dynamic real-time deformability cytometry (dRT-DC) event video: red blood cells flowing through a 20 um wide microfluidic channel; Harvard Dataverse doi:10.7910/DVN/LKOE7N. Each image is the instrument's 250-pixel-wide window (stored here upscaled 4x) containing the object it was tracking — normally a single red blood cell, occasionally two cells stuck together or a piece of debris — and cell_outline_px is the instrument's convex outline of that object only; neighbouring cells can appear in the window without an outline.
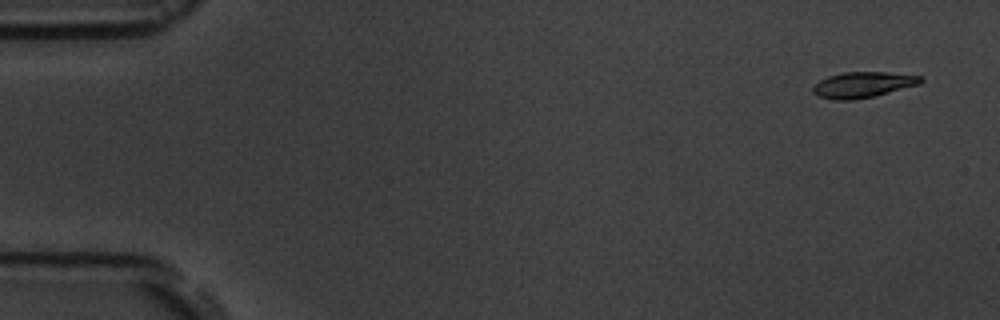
{"species": "common noctule bat (a hibernating species)", "species_latin": "Nyctalus noctula", "temperature_condition": "room temperature", "stored_images_in_passage": 5, "camera_frame_rate_fps": 3000, "um_per_image_px": 0.085, "animal": {"sex": "male", "body_mass_g": 19.5, "forearm_length_mm": 54.6}, "frame": {"image": 1, "passage_image": 1, "time_ms": 0.0, "image_size_px": [1000, 320], "cell_outline_px": [[924, 80], [920, 84], [876, 96], [852, 100], [832, 100], [820, 96], [812, 92], [812, 88], [820, 80], [828, 76], [844, 72], [888, 72], [920, 76]], "centroid_in_image_um": [73.36, 7.21], "position_along_channel_um": 11.6, "area_um2": 16.18}}
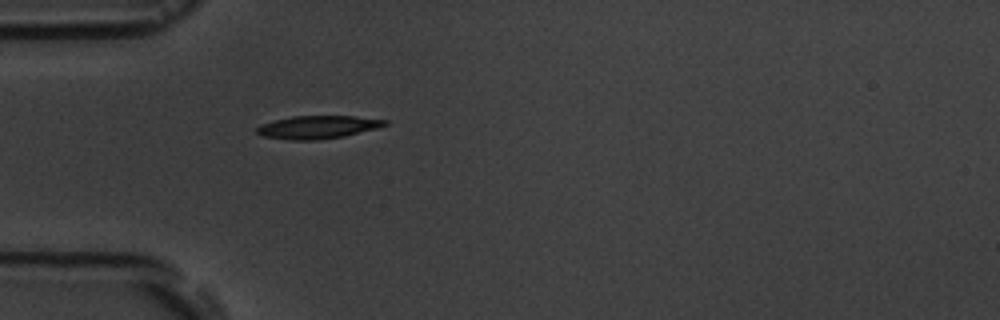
{"frame": {"image": 2, "passage_image": 5, "time_ms": 4.667, "image_size_px": [1000, 320], "cell_outline_px": [[388, 124], [376, 128], [344, 136], [316, 140], [292, 140], [264, 136], [256, 132], [256, 128], [260, 124], [292, 116], [352, 116], [388, 120]], "centroid_in_image_um": [27.0, 10.8], "position_along_channel_um": 58.0, "area_um2": 16.94}}